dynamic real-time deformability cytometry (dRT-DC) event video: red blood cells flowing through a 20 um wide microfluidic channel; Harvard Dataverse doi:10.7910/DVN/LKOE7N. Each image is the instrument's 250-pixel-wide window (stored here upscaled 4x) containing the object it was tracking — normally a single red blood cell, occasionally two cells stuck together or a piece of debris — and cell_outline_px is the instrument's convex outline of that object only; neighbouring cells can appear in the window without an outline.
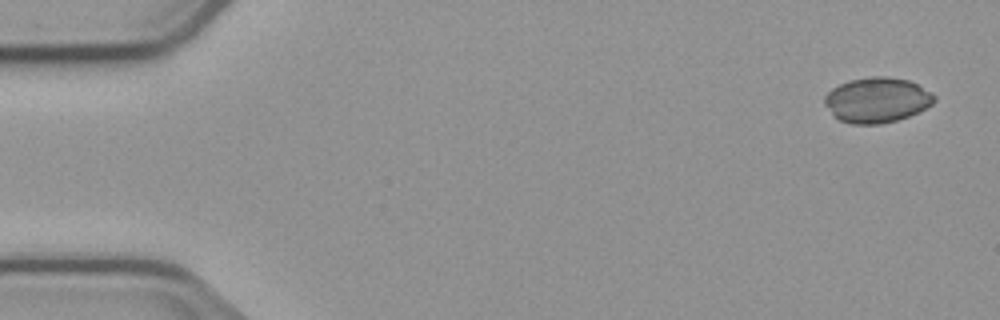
{"species": "common noctule bat (a hibernating species)", "species_latin": "Nyctalus noctula", "temperature_condition": "cold", "stored_images_in_passage": 5, "camera_frame_rate_fps": 3000, "um_per_image_px": 0.085, "animal": {"sex": "male", "body_mass_g": 23.1, "forearm_length_mm": 52.7}, "frame": {"image": 1, "passage_image": 1, "time_ms": 0.0, "image_size_px": [1000, 320], "cell_outline_px": [[936, 100], [932, 104], [908, 116], [896, 120], [880, 124], [852, 124], [840, 120], [832, 116], [824, 104], [824, 96], [832, 88], [840, 84], [852, 80], [872, 76], [884, 76], [908, 80], [932, 92], [936, 96]], "centroid_in_image_um": [74.52, 8.5], "position_along_channel_um": 10.5, "area_um2": 28.78}}